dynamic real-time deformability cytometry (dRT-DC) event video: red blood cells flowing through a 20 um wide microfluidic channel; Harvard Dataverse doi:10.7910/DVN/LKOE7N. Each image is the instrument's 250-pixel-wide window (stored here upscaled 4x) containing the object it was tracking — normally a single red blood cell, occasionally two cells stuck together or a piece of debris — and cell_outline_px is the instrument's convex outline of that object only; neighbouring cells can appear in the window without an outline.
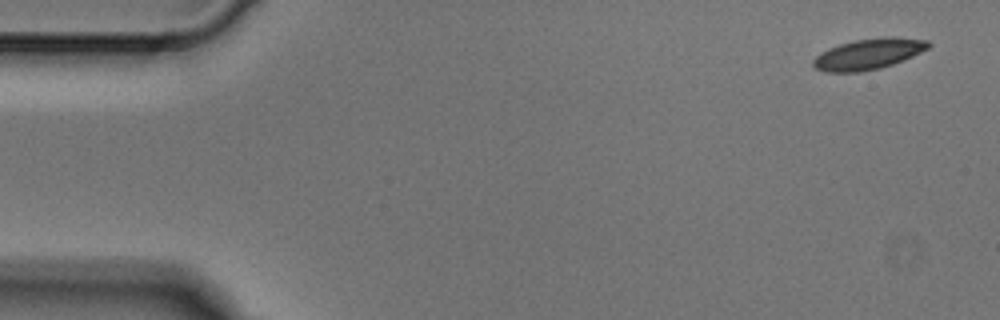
{"species": "Egyptian fruit bat (a non-hibernating species)", "species_latin": "Rousettus aegyptiacus", "temperature_condition": "cold", "stored_images_in_passage": 3, "camera_frame_rate_fps": 3000, "um_per_image_px": 0.085, "animal": {"sex": "male"}, "frame": {"image": 1, "passage_image": 1, "time_ms": 0.0, "image_size_px": [1000, 320], "cell_outline_px": [[932, 44], [928, 48], [904, 60], [880, 68], [860, 72], [824, 72], [816, 68], [812, 64], [812, 60], [820, 52], [828, 48], [840, 44], [856, 40], [884, 36], [896, 36], [928, 40]], "centroid_in_image_um": [73.82, 4.58], "position_along_channel_um": 11.2, "area_um2": 20.81}}
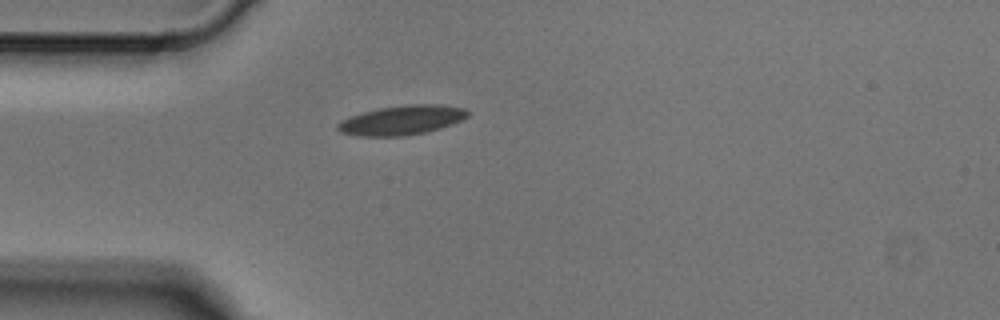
{"frame": {"image": 2, "passage_image": 3, "time_ms": 0.667, "image_size_px": [1000, 320], "cell_outline_px": [[468, 116], [452, 124], [440, 128], [424, 132], [404, 136], [356, 136], [340, 132], [336, 128], [336, 124], [352, 116], [364, 112], [380, 108], [408, 104], [436, 104], [464, 108], [468, 112]], "centroid_in_image_um": [34.14, 10.22], "position_along_channel_um": 50.9, "area_um2": 22.02}}